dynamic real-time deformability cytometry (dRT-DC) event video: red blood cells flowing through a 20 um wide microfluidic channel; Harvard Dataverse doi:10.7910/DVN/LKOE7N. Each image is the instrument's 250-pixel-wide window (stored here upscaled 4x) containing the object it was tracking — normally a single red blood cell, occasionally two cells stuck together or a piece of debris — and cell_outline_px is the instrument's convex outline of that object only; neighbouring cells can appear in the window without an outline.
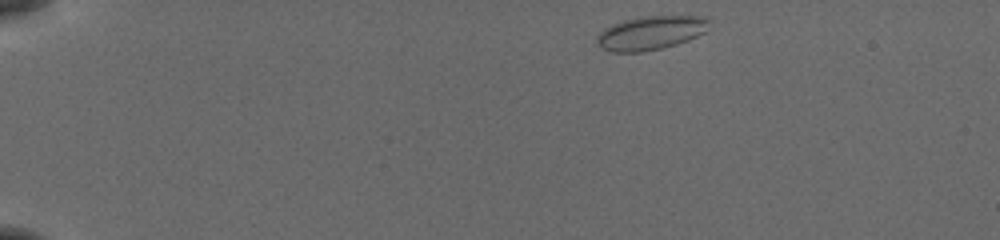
{"species": "common noctule bat (a hibernating species)", "species_latin": "Nyctalus noctula", "temperature_condition": "cold", "stored_images_in_passage": 45, "camera_frame_rate_fps": 3000, "um_per_image_px": 0.085, "animal": {"sex": "female", "body_mass_g": 19.5, "forearm_length_mm": 54.1}, "frame": {"image": 1, "passage_image": 1, "time_ms": 0.0, "image_size_px": [1000, 240], "cell_outline_px": [[708, 20], [704, 32], [688, 40], [676, 44], [660, 48], [640, 52], [608, 52], [600, 48], [596, 40], [596, 36], [604, 28], [612, 24], [624, 20], [640, 16], [700, 16]], "centroid_in_image_um": [55.22, 2.8], "position_along_channel_um": 29.8, "area_um2": 21.96}}
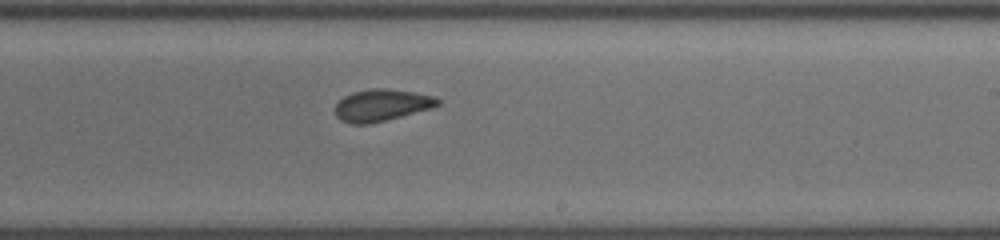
{"frame": {"image": 2, "passage_image": 26, "time_ms": 8.333, "image_size_px": [1000, 240], "cell_outline_px": [[440, 104], [432, 108], [368, 124], [352, 124], [340, 120], [336, 116], [336, 104], [344, 96], [352, 92], [372, 88], [388, 88], [436, 96], [440, 100]], "centroid_in_image_um": [32.44, 8.93], "position_along_channel_um": 256.6, "area_um2": 18.96}}
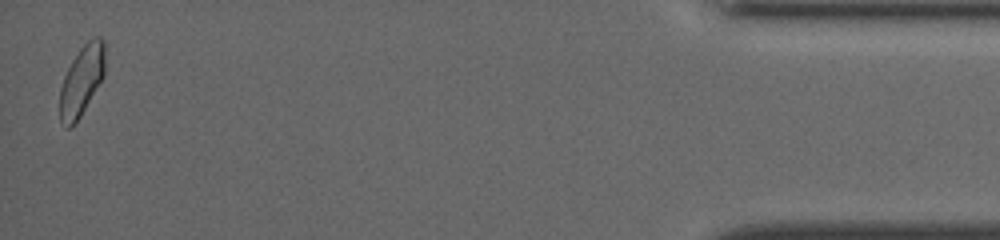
{"frame": {"image": 3, "passage_image": 45, "time_ms": 14.667, "image_size_px": [1000, 240], "cell_outline_px": [[104, 76], [80, 116], [68, 128], [64, 128], [60, 120], [60, 88], [64, 76], [72, 60], [80, 48], [92, 36], [100, 36], [104, 40]], "centroid_in_image_um": [6.94, 6.81], "position_along_channel_um": 428.3, "area_um2": 18.26}, "authors_computed_cell_mechanics": {"area_um2": 18.9584, "velocity_mm_per_s": 3.8609, "shape_relaxation_time_tau1_ms": null, "shape_relaxation_time_tau2_ms": 2.0351, "deformation_change_tau1": null, "deformation_change_tau2": 0.0532}}